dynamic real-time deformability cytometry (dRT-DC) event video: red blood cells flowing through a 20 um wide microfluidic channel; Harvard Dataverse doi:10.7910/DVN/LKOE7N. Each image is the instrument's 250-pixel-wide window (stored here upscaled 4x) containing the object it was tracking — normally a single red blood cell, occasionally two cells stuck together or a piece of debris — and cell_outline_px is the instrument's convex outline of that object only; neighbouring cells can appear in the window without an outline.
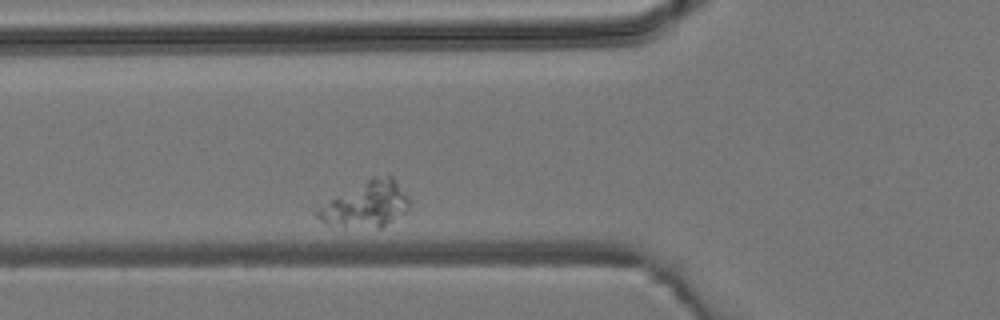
{"species": "common noctule bat (a hibernating species)", "species_latin": "Nyctalus noctula", "temperature_condition": "room temperature", "stored_images_in_passage": 7, "camera_frame_rate_fps": 3000, "um_per_image_px": 0.085, "animal": {"sex": "male", "body_mass_g": 19.2, "forearm_length_mm": 51.8}, "frame": {"image": 1, "passage_image": 7, "time_ms": 7.0, "image_size_px": [1000, 320], "cell_outline_px": [[408, 208], [404, 212], [380, 228], [376, 228], [324, 224], [312, 212], [372, 176], [392, 176], [408, 196]], "centroid_in_image_um": [31.13, 17.38], "position_along_channel_um": 94.7, "area_um2": 23.58}}